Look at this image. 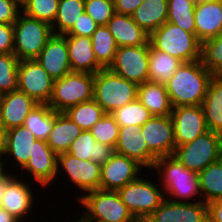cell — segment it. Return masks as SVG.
<instances>
[{"instance_id": "6da1fadb", "label": "cell", "mask_w": 222, "mask_h": 222, "mask_svg": "<svg viewBox=\"0 0 222 222\" xmlns=\"http://www.w3.org/2000/svg\"><path fill=\"white\" fill-rule=\"evenodd\" d=\"M213 77L201 60L182 62L165 83L172 107L202 105Z\"/></svg>"}, {"instance_id": "7a4b0ae2", "label": "cell", "mask_w": 222, "mask_h": 222, "mask_svg": "<svg viewBox=\"0 0 222 222\" xmlns=\"http://www.w3.org/2000/svg\"><path fill=\"white\" fill-rule=\"evenodd\" d=\"M152 171L160 173L158 175L161 180L158 179V185L161 184L164 189L165 198L185 203L202 201L198 174L187 169L173 155L157 158ZM198 196L200 199L196 198Z\"/></svg>"}, {"instance_id": "3957f363", "label": "cell", "mask_w": 222, "mask_h": 222, "mask_svg": "<svg viewBox=\"0 0 222 222\" xmlns=\"http://www.w3.org/2000/svg\"><path fill=\"white\" fill-rule=\"evenodd\" d=\"M83 208L81 215L87 222H136L121 201L117 191L97 189L84 193L78 200Z\"/></svg>"}, {"instance_id": "277c9868", "label": "cell", "mask_w": 222, "mask_h": 222, "mask_svg": "<svg viewBox=\"0 0 222 222\" xmlns=\"http://www.w3.org/2000/svg\"><path fill=\"white\" fill-rule=\"evenodd\" d=\"M150 45L182 62L200 60L201 42L196 35L182 30L177 25L165 22L149 35Z\"/></svg>"}, {"instance_id": "5b68a950", "label": "cell", "mask_w": 222, "mask_h": 222, "mask_svg": "<svg viewBox=\"0 0 222 222\" xmlns=\"http://www.w3.org/2000/svg\"><path fill=\"white\" fill-rule=\"evenodd\" d=\"M138 85L111 72L108 68L94 74L93 99L105 113L116 109L137 98Z\"/></svg>"}, {"instance_id": "8992f818", "label": "cell", "mask_w": 222, "mask_h": 222, "mask_svg": "<svg viewBox=\"0 0 222 222\" xmlns=\"http://www.w3.org/2000/svg\"><path fill=\"white\" fill-rule=\"evenodd\" d=\"M151 180L140 175L117 190L121 201L137 221L146 220L165 200L162 186L158 187L156 181Z\"/></svg>"}, {"instance_id": "52a82bcc", "label": "cell", "mask_w": 222, "mask_h": 222, "mask_svg": "<svg viewBox=\"0 0 222 222\" xmlns=\"http://www.w3.org/2000/svg\"><path fill=\"white\" fill-rule=\"evenodd\" d=\"M173 156L187 169L199 174L222 158V134L208 130L193 141L177 146Z\"/></svg>"}, {"instance_id": "ba28073f", "label": "cell", "mask_w": 222, "mask_h": 222, "mask_svg": "<svg viewBox=\"0 0 222 222\" xmlns=\"http://www.w3.org/2000/svg\"><path fill=\"white\" fill-rule=\"evenodd\" d=\"M14 26L13 53L19 60L35 59L53 35L50 24L20 13Z\"/></svg>"}, {"instance_id": "9c48e42d", "label": "cell", "mask_w": 222, "mask_h": 222, "mask_svg": "<svg viewBox=\"0 0 222 222\" xmlns=\"http://www.w3.org/2000/svg\"><path fill=\"white\" fill-rule=\"evenodd\" d=\"M94 74L70 72L54 80L53 91L48 105L57 112L93 99Z\"/></svg>"}, {"instance_id": "30bf717a", "label": "cell", "mask_w": 222, "mask_h": 222, "mask_svg": "<svg viewBox=\"0 0 222 222\" xmlns=\"http://www.w3.org/2000/svg\"><path fill=\"white\" fill-rule=\"evenodd\" d=\"M63 171L69 181L71 180L69 183H72V187H78L77 189L82 193V195L75 196L77 200L84 195V192L99 189L101 166L92 160H82L67 152L60 153L57 155L56 181L60 179ZM58 176L60 177L58 178Z\"/></svg>"}, {"instance_id": "8fae6325", "label": "cell", "mask_w": 222, "mask_h": 222, "mask_svg": "<svg viewBox=\"0 0 222 222\" xmlns=\"http://www.w3.org/2000/svg\"><path fill=\"white\" fill-rule=\"evenodd\" d=\"M108 69L137 85L147 82L149 42L139 46L118 47L114 60Z\"/></svg>"}, {"instance_id": "7c38bea8", "label": "cell", "mask_w": 222, "mask_h": 222, "mask_svg": "<svg viewBox=\"0 0 222 222\" xmlns=\"http://www.w3.org/2000/svg\"><path fill=\"white\" fill-rule=\"evenodd\" d=\"M54 79L35 60H20L17 89L33 98L38 104H48Z\"/></svg>"}, {"instance_id": "4fadbf2b", "label": "cell", "mask_w": 222, "mask_h": 222, "mask_svg": "<svg viewBox=\"0 0 222 222\" xmlns=\"http://www.w3.org/2000/svg\"><path fill=\"white\" fill-rule=\"evenodd\" d=\"M140 130L148 150L156 158L173 155L176 143L171 115L152 116Z\"/></svg>"}, {"instance_id": "5bb4252c", "label": "cell", "mask_w": 222, "mask_h": 222, "mask_svg": "<svg viewBox=\"0 0 222 222\" xmlns=\"http://www.w3.org/2000/svg\"><path fill=\"white\" fill-rule=\"evenodd\" d=\"M143 168L135 159L114 153L101 166L99 189L117 191L143 174Z\"/></svg>"}, {"instance_id": "9a60e30c", "label": "cell", "mask_w": 222, "mask_h": 222, "mask_svg": "<svg viewBox=\"0 0 222 222\" xmlns=\"http://www.w3.org/2000/svg\"><path fill=\"white\" fill-rule=\"evenodd\" d=\"M171 118L174 125L176 147L189 143L208 131L201 105L173 107Z\"/></svg>"}, {"instance_id": "2e32d148", "label": "cell", "mask_w": 222, "mask_h": 222, "mask_svg": "<svg viewBox=\"0 0 222 222\" xmlns=\"http://www.w3.org/2000/svg\"><path fill=\"white\" fill-rule=\"evenodd\" d=\"M22 172H27L29 179L33 178L34 183L43 187L51 186L57 175V154L48 146L46 141L36 139L34 151L30 155L27 164L22 168ZM31 177V178H30ZM45 187V188H44Z\"/></svg>"}, {"instance_id": "e0dca14e", "label": "cell", "mask_w": 222, "mask_h": 222, "mask_svg": "<svg viewBox=\"0 0 222 222\" xmlns=\"http://www.w3.org/2000/svg\"><path fill=\"white\" fill-rule=\"evenodd\" d=\"M147 222H209L207 203L173 202L167 198L146 219Z\"/></svg>"}, {"instance_id": "ac0fdd59", "label": "cell", "mask_w": 222, "mask_h": 222, "mask_svg": "<svg viewBox=\"0 0 222 222\" xmlns=\"http://www.w3.org/2000/svg\"><path fill=\"white\" fill-rule=\"evenodd\" d=\"M35 60L54 79L72 72L65 34H53Z\"/></svg>"}, {"instance_id": "d6986e66", "label": "cell", "mask_w": 222, "mask_h": 222, "mask_svg": "<svg viewBox=\"0 0 222 222\" xmlns=\"http://www.w3.org/2000/svg\"><path fill=\"white\" fill-rule=\"evenodd\" d=\"M15 177L7 184L0 207L17 218L20 222H24L25 217L30 215L35 207L34 191L24 176ZM21 177V178H20ZM23 179V180H22ZM30 187V188H29ZM34 193V194H33Z\"/></svg>"}, {"instance_id": "ffe728a7", "label": "cell", "mask_w": 222, "mask_h": 222, "mask_svg": "<svg viewBox=\"0 0 222 222\" xmlns=\"http://www.w3.org/2000/svg\"><path fill=\"white\" fill-rule=\"evenodd\" d=\"M140 126L119 127L115 153L135 159L145 169H152L157 158L148 150Z\"/></svg>"}, {"instance_id": "44dd1931", "label": "cell", "mask_w": 222, "mask_h": 222, "mask_svg": "<svg viewBox=\"0 0 222 222\" xmlns=\"http://www.w3.org/2000/svg\"><path fill=\"white\" fill-rule=\"evenodd\" d=\"M35 140L36 137L32 134V132L23 125L8 129L5 149L0 157V168L7 170L6 164L9 163L8 161H10V164L14 163H11L10 158L12 157V161H15L14 164H17L15 167L17 168L19 166L22 170V168L27 164L30 155L33 154Z\"/></svg>"}, {"instance_id": "7402d4cb", "label": "cell", "mask_w": 222, "mask_h": 222, "mask_svg": "<svg viewBox=\"0 0 222 222\" xmlns=\"http://www.w3.org/2000/svg\"><path fill=\"white\" fill-rule=\"evenodd\" d=\"M194 18L201 43L222 34V0L196 3Z\"/></svg>"}, {"instance_id": "603a6c76", "label": "cell", "mask_w": 222, "mask_h": 222, "mask_svg": "<svg viewBox=\"0 0 222 222\" xmlns=\"http://www.w3.org/2000/svg\"><path fill=\"white\" fill-rule=\"evenodd\" d=\"M66 44L72 72L96 74L103 69L97 62L91 38L66 35Z\"/></svg>"}, {"instance_id": "cb8c5ba5", "label": "cell", "mask_w": 222, "mask_h": 222, "mask_svg": "<svg viewBox=\"0 0 222 222\" xmlns=\"http://www.w3.org/2000/svg\"><path fill=\"white\" fill-rule=\"evenodd\" d=\"M37 105L33 98L18 89L4 93L0 120L7 130L22 126L29 112Z\"/></svg>"}, {"instance_id": "d4e9b609", "label": "cell", "mask_w": 222, "mask_h": 222, "mask_svg": "<svg viewBox=\"0 0 222 222\" xmlns=\"http://www.w3.org/2000/svg\"><path fill=\"white\" fill-rule=\"evenodd\" d=\"M117 46H139L149 42V35L131 16L115 13L107 25Z\"/></svg>"}, {"instance_id": "484cf974", "label": "cell", "mask_w": 222, "mask_h": 222, "mask_svg": "<svg viewBox=\"0 0 222 222\" xmlns=\"http://www.w3.org/2000/svg\"><path fill=\"white\" fill-rule=\"evenodd\" d=\"M67 153L82 160H92L102 166L114 155L115 148L97 142L89 130H84L72 141Z\"/></svg>"}, {"instance_id": "4316f807", "label": "cell", "mask_w": 222, "mask_h": 222, "mask_svg": "<svg viewBox=\"0 0 222 222\" xmlns=\"http://www.w3.org/2000/svg\"><path fill=\"white\" fill-rule=\"evenodd\" d=\"M137 99L153 116H168L172 113V104L163 83L147 81L138 85Z\"/></svg>"}, {"instance_id": "83f0119b", "label": "cell", "mask_w": 222, "mask_h": 222, "mask_svg": "<svg viewBox=\"0 0 222 222\" xmlns=\"http://www.w3.org/2000/svg\"><path fill=\"white\" fill-rule=\"evenodd\" d=\"M82 131L64 112L54 110V125L46 142L58 155L67 152Z\"/></svg>"}, {"instance_id": "f1b7e54d", "label": "cell", "mask_w": 222, "mask_h": 222, "mask_svg": "<svg viewBox=\"0 0 222 222\" xmlns=\"http://www.w3.org/2000/svg\"><path fill=\"white\" fill-rule=\"evenodd\" d=\"M131 17L150 35L167 22L168 0H144Z\"/></svg>"}, {"instance_id": "f546056e", "label": "cell", "mask_w": 222, "mask_h": 222, "mask_svg": "<svg viewBox=\"0 0 222 222\" xmlns=\"http://www.w3.org/2000/svg\"><path fill=\"white\" fill-rule=\"evenodd\" d=\"M201 106L208 130L222 134V76L210 80Z\"/></svg>"}, {"instance_id": "4dcf8cb0", "label": "cell", "mask_w": 222, "mask_h": 222, "mask_svg": "<svg viewBox=\"0 0 222 222\" xmlns=\"http://www.w3.org/2000/svg\"><path fill=\"white\" fill-rule=\"evenodd\" d=\"M181 64L178 58L154 49L149 42L148 81L165 84Z\"/></svg>"}, {"instance_id": "1f68e13d", "label": "cell", "mask_w": 222, "mask_h": 222, "mask_svg": "<svg viewBox=\"0 0 222 222\" xmlns=\"http://www.w3.org/2000/svg\"><path fill=\"white\" fill-rule=\"evenodd\" d=\"M198 176L202 201L208 204L222 200V158L208 165Z\"/></svg>"}, {"instance_id": "d6a6232c", "label": "cell", "mask_w": 222, "mask_h": 222, "mask_svg": "<svg viewBox=\"0 0 222 222\" xmlns=\"http://www.w3.org/2000/svg\"><path fill=\"white\" fill-rule=\"evenodd\" d=\"M54 125V110L48 104H38L27 115L23 126L29 129L36 139L47 141Z\"/></svg>"}, {"instance_id": "836d02e7", "label": "cell", "mask_w": 222, "mask_h": 222, "mask_svg": "<svg viewBox=\"0 0 222 222\" xmlns=\"http://www.w3.org/2000/svg\"><path fill=\"white\" fill-rule=\"evenodd\" d=\"M92 48L98 64L107 69L112 64L118 49L117 43L107 26H98L91 36Z\"/></svg>"}, {"instance_id": "e575fe53", "label": "cell", "mask_w": 222, "mask_h": 222, "mask_svg": "<svg viewBox=\"0 0 222 222\" xmlns=\"http://www.w3.org/2000/svg\"><path fill=\"white\" fill-rule=\"evenodd\" d=\"M85 13V0H59L56 18L51 25L53 34H65Z\"/></svg>"}, {"instance_id": "d590c367", "label": "cell", "mask_w": 222, "mask_h": 222, "mask_svg": "<svg viewBox=\"0 0 222 222\" xmlns=\"http://www.w3.org/2000/svg\"><path fill=\"white\" fill-rule=\"evenodd\" d=\"M195 6L196 3L192 0H168L167 22L196 35Z\"/></svg>"}, {"instance_id": "8d00e7d4", "label": "cell", "mask_w": 222, "mask_h": 222, "mask_svg": "<svg viewBox=\"0 0 222 222\" xmlns=\"http://www.w3.org/2000/svg\"><path fill=\"white\" fill-rule=\"evenodd\" d=\"M64 113L83 131L90 130L105 115L103 108L94 99L72 106Z\"/></svg>"}, {"instance_id": "74e56055", "label": "cell", "mask_w": 222, "mask_h": 222, "mask_svg": "<svg viewBox=\"0 0 222 222\" xmlns=\"http://www.w3.org/2000/svg\"><path fill=\"white\" fill-rule=\"evenodd\" d=\"M111 114L114 116L119 127L129 125L141 127L153 116L137 98L123 107L116 109Z\"/></svg>"}, {"instance_id": "f35d334b", "label": "cell", "mask_w": 222, "mask_h": 222, "mask_svg": "<svg viewBox=\"0 0 222 222\" xmlns=\"http://www.w3.org/2000/svg\"><path fill=\"white\" fill-rule=\"evenodd\" d=\"M200 60L214 76H222V34L201 43Z\"/></svg>"}, {"instance_id": "ab89813d", "label": "cell", "mask_w": 222, "mask_h": 222, "mask_svg": "<svg viewBox=\"0 0 222 222\" xmlns=\"http://www.w3.org/2000/svg\"><path fill=\"white\" fill-rule=\"evenodd\" d=\"M19 61L14 53L0 54V92L17 90Z\"/></svg>"}, {"instance_id": "60d3db41", "label": "cell", "mask_w": 222, "mask_h": 222, "mask_svg": "<svg viewBox=\"0 0 222 222\" xmlns=\"http://www.w3.org/2000/svg\"><path fill=\"white\" fill-rule=\"evenodd\" d=\"M58 4L59 0H30L22 7V13L52 25L57 15Z\"/></svg>"}, {"instance_id": "b9f144b4", "label": "cell", "mask_w": 222, "mask_h": 222, "mask_svg": "<svg viewBox=\"0 0 222 222\" xmlns=\"http://www.w3.org/2000/svg\"><path fill=\"white\" fill-rule=\"evenodd\" d=\"M89 131L97 142L115 148L118 140L119 125L112 114L105 113V115Z\"/></svg>"}, {"instance_id": "7bdbcfd3", "label": "cell", "mask_w": 222, "mask_h": 222, "mask_svg": "<svg viewBox=\"0 0 222 222\" xmlns=\"http://www.w3.org/2000/svg\"><path fill=\"white\" fill-rule=\"evenodd\" d=\"M85 12L98 26H106L115 14L113 0H85Z\"/></svg>"}, {"instance_id": "ee69618b", "label": "cell", "mask_w": 222, "mask_h": 222, "mask_svg": "<svg viewBox=\"0 0 222 222\" xmlns=\"http://www.w3.org/2000/svg\"><path fill=\"white\" fill-rule=\"evenodd\" d=\"M98 25L94 20L85 12L74 23V25L65 33L70 36H85L91 38L93 32Z\"/></svg>"}, {"instance_id": "f6af8a7d", "label": "cell", "mask_w": 222, "mask_h": 222, "mask_svg": "<svg viewBox=\"0 0 222 222\" xmlns=\"http://www.w3.org/2000/svg\"><path fill=\"white\" fill-rule=\"evenodd\" d=\"M22 12L16 0H0V24H14Z\"/></svg>"}, {"instance_id": "bcb514c9", "label": "cell", "mask_w": 222, "mask_h": 222, "mask_svg": "<svg viewBox=\"0 0 222 222\" xmlns=\"http://www.w3.org/2000/svg\"><path fill=\"white\" fill-rule=\"evenodd\" d=\"M14 26L0 24V54L13 53Z\"/></svg>"}, {"instance_id": "7dc6e473", "label": "cell", "mask_w": 222, "mask_h": 222, "mask_svg": "<svg viewBox=\"0 0 222 222\" xmlns=\"http://www.w3.org/2000/svg\"><path fill=\"white\" fill-rule=\"evenodd\" d=\"M115 13L131 16L144 0H113Z\"/></svg>"}, {"instance_id": "c3c4849f", "label": "cell", "mask_w": 222, "mask_h": 222, "mask_svg": "<svg viewBox=\"0 0 222 222\" xmlns=\"http://www.w3.org/2000/svg\"><path fill=\"white\" fill-rule=\"evenodd\" d=\"M207 205L209 222H222V200L209 202Z\"/></svg>"}, {"instance_id": "681fc988", "label": "cell", "mask_w": 222, "mask_h": 222, "mask_svg": "<svg viewBox=\"0 0 222 222\" xmlns=\"http://www.w3.org/2000/svg\"><path fill=\"white\" fill-rule=\"evenodd\" d=\"M10 173L11 171L0 168V204L2 202L7 184L15 177L14 175H16L15 172Z\"/></svg>"}, {"instance_id": "f907efd6", "label": "cell", "mask_w": 222, "mask_h": 222, "mask_svg": "<svg viewBox=\"0 0 222 222\" xmlns=\"http://www.w3.org/2000/svg\"><path fill=\"white\" fill-rule=\"evenodd\" d=\"M7 129L0 120V157L2 156L6 144Z\"/></svg>"}, {"instance_id": "816d5d0a", "label": "cell", "mask_w": 222, "mask_h": 222, "mask_svg": "<svg viewBox=\"0 0 222 222\" xmlns=\"http://www.w3.org/2000/svg\"><path fill=\"white\" fill-rule=\"evenodd\" d=\"M0 222H20L13 215L8 213L5 209L0 207Z\"/></svg>"}, {"instance_id": "f5cc1de1", "label": "cell", "mask_w": 222, "mask_h": 222, "mask_svg": "<svg viewBox=\"0 0 222 222\" xmlns=\"http://www.w3.org/2000/svg\"><path fill=\"white\" fill-rule=\"evenodd\" d=\"M30 0H16L17 4L22 8L26 5Z\"/></svg>"}, {"instance_id": "db71d44e", "label": "cell", "mask_w": 222, "mask_h": 222, "mask_svg": "<svg viewBox=\"0 0 222 222\" xmlns=\"http://www.w3.org/2000/svg\"><path fill=\"white\" fill-rule=\"evenodd\" d=\"M4 93L0 92V110L2 107V101H3Z\"/></svg>"}, {"instance_id": "11a10c76", "label": "cell", "mask_w": 222, "mask_h": 222, "mask_svg": "<svg viewBox=\"0 0 222 222\" xmlns=\"http://www.w3.org/2000/svg\"><path fill=\"white\" fill-rule=\"evenodd\" d=\"M72 222V221H71ZM75 222H87L82 216L77 219Z\"/></svg>"}, {"instance_id": "9f6ffc18", "label": "cell", "mask_w": 222, "mask_h": 222, "mask_svg": "<svg viewBox=\"0 0 222 222\" xmlns=\"http://www.w3.org/2000/svg\"><path fill=\"white\" fill-rule=\"evenodd\" d=\"M194 3H199V2H204V1H209V0H192Z\"/></svg>"}]
</instances>
